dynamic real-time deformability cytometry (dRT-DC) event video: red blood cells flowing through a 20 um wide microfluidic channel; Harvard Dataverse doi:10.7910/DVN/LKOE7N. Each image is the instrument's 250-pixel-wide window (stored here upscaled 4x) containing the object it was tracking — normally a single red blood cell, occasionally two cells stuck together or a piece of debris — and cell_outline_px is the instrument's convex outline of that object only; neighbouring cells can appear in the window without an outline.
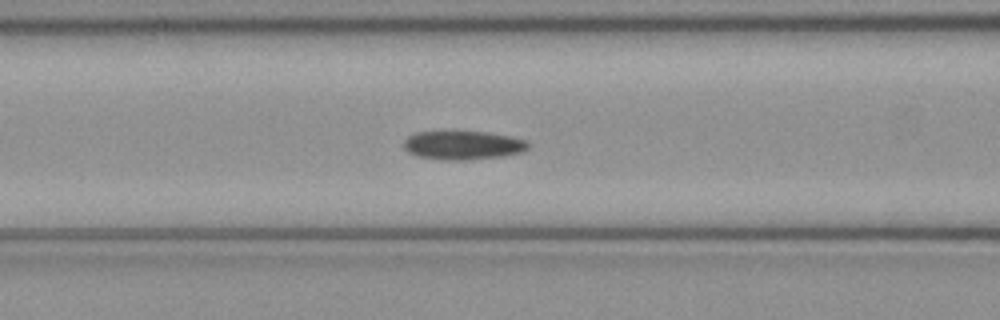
{"species": "common noctule bat (a hibernating species)", "species_latin": "Nyctalus noctula", "temperature_condition": "cold", "stored_images_in_passage": 43, "camera_frame_rate_fps": 3000, "um_per_image_px": 0.085, "animal": {"sex": "female", "body_mass_g": 21.9}, "frame": {"image": 1, "passage_image": 17, "time_ms": 5.333, "image_size_px": [1000, 320], "cell_outline_px": [[528, 148], [520, 152], [504, 156], [468, 160], [444, 160], [416, 156], [408, 152], [404, 148], [404, 140], [408, 136], [416, 132], [444, 128], [452, 128], [488, 132], [512, 136], [528, 140]], "centroid_in_image_um": [39.3, 12.28], "position_along_channel_um": 127.3, "area_um2": 22.08}}
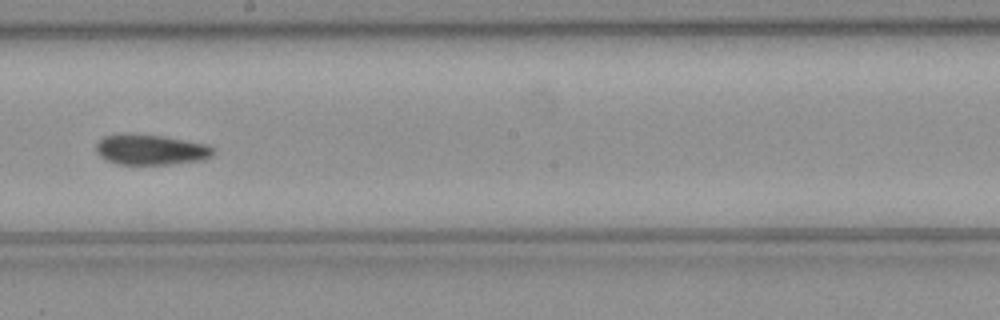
{"frame": {"image": 2, "passage_image": 25, "time_ms": 8.0, "image_size_px": [1000, 320], "cell_outline_px": [[216, 152], [212, 156], [204, 160], [168, 164], [116, 164], [104, 160], [96, 152], [96, 144], [104, 136], [164, 136], [208, 144]], "centroid_in_image_um": [12.87, 12.76], "position_along_channel_um": 235.3, "area_um2": 20.29}}
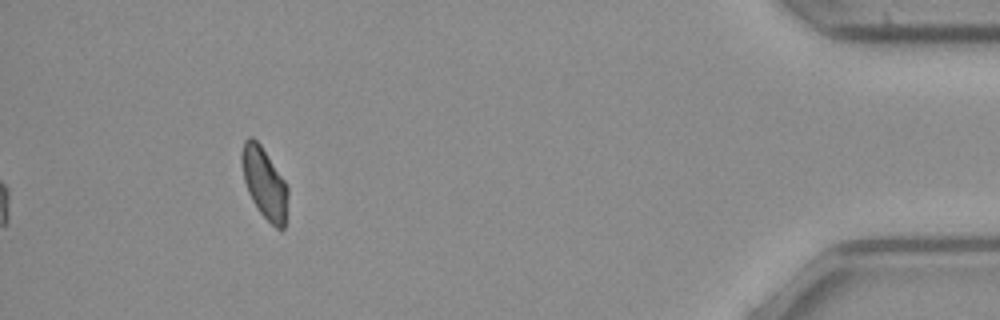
{"frame": {"image": 3, "passage_image": 43, "time_ms": 14.0, "image_size_px": [1000, 320], "cell_outline_px": [[288, 196], [284, 228], [276, 228], [260, 212], [252, 200], [248, 192], [244, 180], [240, 160], [240, 156], [244, 140], [248, 136], [252, 136], [260, 144], [284, 180], [288, 188]], "centroid_in_image_um": [22.45, 15.52], "position_along_channel_um": 412.7, "area_um2": 18.9}}